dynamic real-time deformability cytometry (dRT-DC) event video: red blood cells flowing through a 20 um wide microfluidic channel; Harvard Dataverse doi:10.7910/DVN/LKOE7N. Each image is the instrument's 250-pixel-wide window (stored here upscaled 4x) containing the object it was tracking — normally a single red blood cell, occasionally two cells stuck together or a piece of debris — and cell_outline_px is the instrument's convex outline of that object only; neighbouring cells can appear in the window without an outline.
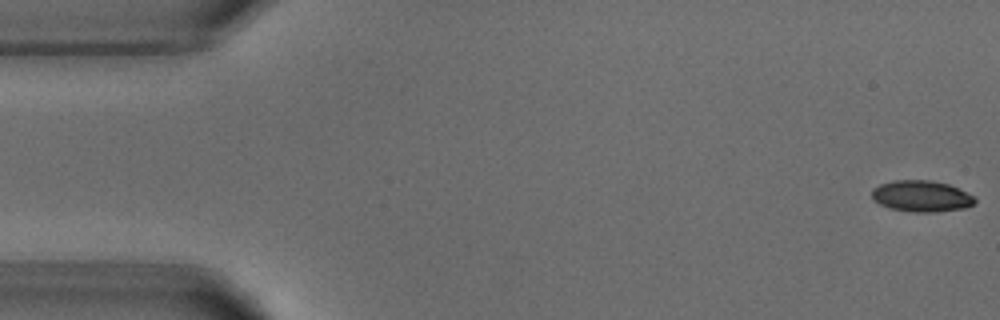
{"species": "common noctule bat (a hibernating species)", "species_latin": "Nyctalus noctula", "temperature_condition": "warm", "stored_images_in_passage": 6, "camera_frame_rate_fps": 3000, "um_per_image_px": 0.085, "animal": {"sex": "male", "body_mass_g": 18.8}, "frame": {"image": 1, "passage_image": 1, "time_ms": 0.0, "image_size_px": [1000, 320], "cell_outline_px": [[976, 200], [972, 204], [964, 208], [936, 212], [912, 212], [888, 208], [872, 200], [872, 188], [880, 184], [892, 180], [928, 180], [948, 184], [976, 196]], "centroid_in_image_um": [78.29, 16.67], "position_along_channel_um": 6.7, "area_um2": 18.9}}
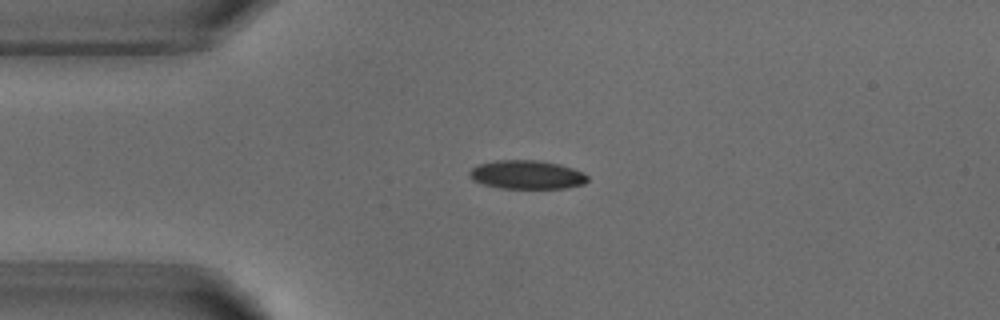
{"frame": {"image": 2, "passage_image": 4, "time_ms": 3.667, "image_size_px": [1000, 320], "cell_outline_px": [[588, 180], [584, 184], [568, 188], [500, 188], [484, 184], [472, 180], [468, 176], [468, 172], [472, 168], [480, 164], [496, 160], [536, 160], [560, 164], [584, 172], [588, 176]], "centroid_in_image_um": [44.79, 14.85], "position_along_channel_um": 40.2, "area_um2": 19.83}}